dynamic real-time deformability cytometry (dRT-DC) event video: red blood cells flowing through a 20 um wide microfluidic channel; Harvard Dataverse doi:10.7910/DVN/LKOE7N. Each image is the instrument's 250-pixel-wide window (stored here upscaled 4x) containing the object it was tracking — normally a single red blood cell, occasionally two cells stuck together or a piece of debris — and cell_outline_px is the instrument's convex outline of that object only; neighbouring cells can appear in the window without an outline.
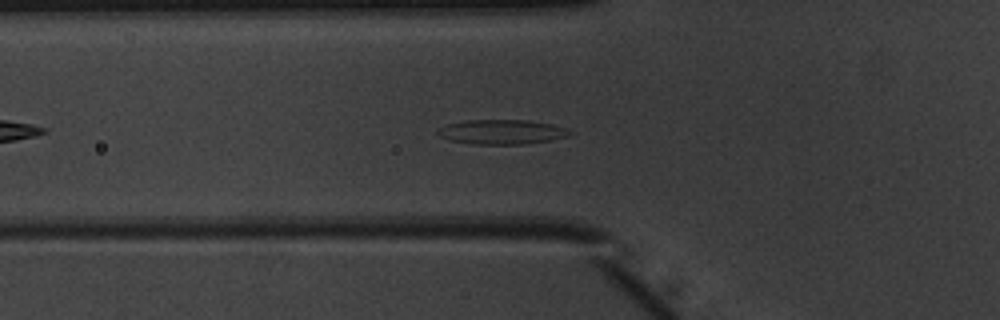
{"species": "common noctule bat (a hibernating species)", "species_latin": "Nyctalus noctula", "temperature_condition": "warm", "stored_images_in_passage": 42, "camera_frame_rate_fps": 3000, "um_per_image_px": 0.085, "animal": {"sex": "male", "body_mass_g": 20.1, "forearm_length_mm": 53.5}, "frame": {"image": 1, "passage_image": 9, "time_ms": 2.667, "image_size_px": [1000, 320], "cell_outline_px": [[576, 132], [568, 136], [552, 140], [524, 144], [472, 144], [452, 140], [440, 136], [436, 132], [440, 128], [448, 124], [464, 120], [528, 120], [552, 124], [568, 128]], "centroid_in_image_um": [42.73, 11.21], "position_along_channel_um": 83.1, "area_um2": 19.02}}
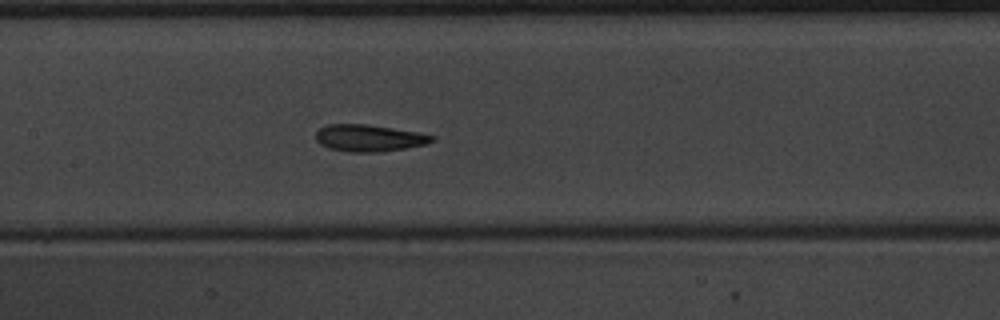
{"frame": {"image": 2, "passage_image": 16, "time_ms": 5.0, "image_size_px": [1000, 320], "cell_outline_px": [[436, 140], [428, 144], [404, 148], [376, 152], [352, 152], [328, 148], [320, 144], [316, 140], [316, 132], [320, 128], [328, 124], [368, 124], [420, 132], [436, 136]], "centroid_in_image_um": [31.41, 11.72], "position_along_channel_um": 176.0, "area_um2": 18.32}}
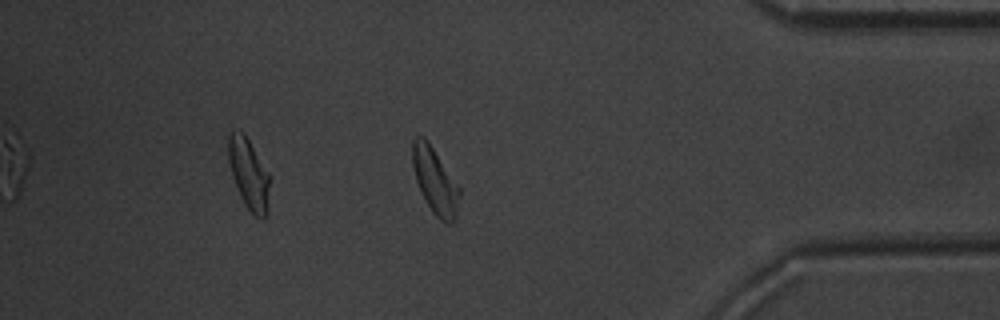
{"frame": {"image": 3, "passage_image": 35, "time_ms": 11.333, "image_size_px": [1000, 320], "cell_outline_px": [[460, 196], [456, 220], [452, 224], [444, 224], [432, 212], [416, 180], [412, 164], [412, 140], [416, 136], [424, 136], [428, 140], [460, 188]], "centroid_in_image_um": [36.99, 15.39], "position_along_channel_um": 398.2, "area_um2": 18.15}, "authors_computed_cell_mechanics": {"area_um2": 18.0625, "velocity_mm_per_s": 3.9446, "shape_relaxation_time_tau1_ms": 5.2653, "shape_relaxation_time_tau2_ms": 2.6341, "deformation_change_tau1": 0.1542, "deformation_change_tau2": 0.1068}}